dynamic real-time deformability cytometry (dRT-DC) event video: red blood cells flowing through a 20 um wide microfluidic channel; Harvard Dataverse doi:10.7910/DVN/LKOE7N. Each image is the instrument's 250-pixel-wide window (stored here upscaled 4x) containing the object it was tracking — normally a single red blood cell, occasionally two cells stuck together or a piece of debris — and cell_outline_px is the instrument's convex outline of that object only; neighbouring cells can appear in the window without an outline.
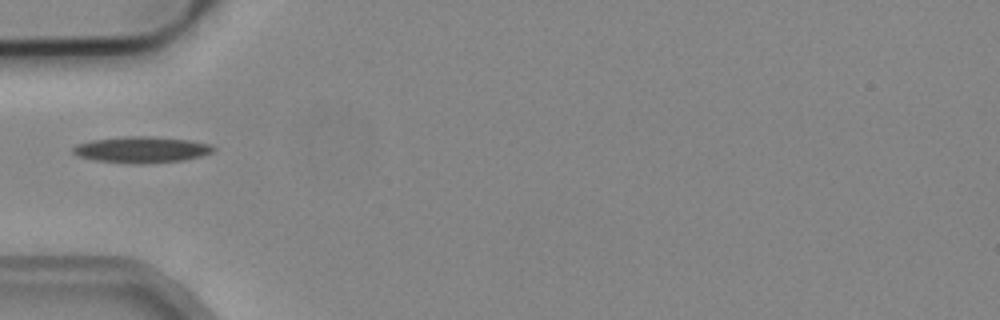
{"species": "common noctule bat (a hibernating species)", "species_latin": "Nyctalus noctula", "temperature_condition": "cold", "stored_images_in_passage": 1, "camera_frame_rate_fps": 3000, "um_per_image_px": 0.085, "animal": {"sex": "male", "body_mass_g": 19.2, "forearm_length_mm": 51.8}, "frame": {"image": 1, "passage_image": 1, "time_ms": 0.0, "image_size_px": [1000, 320], "cell_outline_px": [[216, 148], [212, 152], [200, 156], [184, 160], [144, 164], [132, 164], [92, 160], [80, 156], [72, 152], [72, 148], [76, 144], [92, 140], [124, 136], [148, 136], [188, 140], [208, 144]], "centroid_in_image_um": [11.99, 12.73], "position_along_channel_um": 73.0, "area_um2": 21.44}}